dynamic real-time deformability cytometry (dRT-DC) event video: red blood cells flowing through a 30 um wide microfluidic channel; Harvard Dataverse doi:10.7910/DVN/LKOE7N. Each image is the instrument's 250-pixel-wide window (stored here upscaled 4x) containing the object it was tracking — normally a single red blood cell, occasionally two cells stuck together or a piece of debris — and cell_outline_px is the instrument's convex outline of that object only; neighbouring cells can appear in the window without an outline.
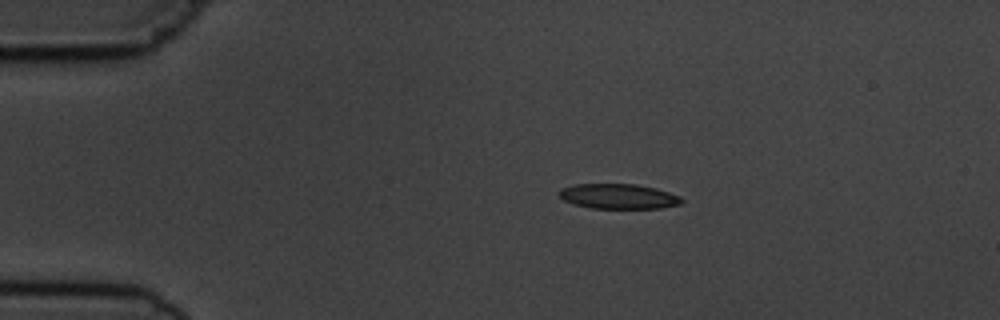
{"species": "common noctule bat (a hibernating species)", "species_latin": "Nyctalus noctula", "temperature_condition": "cold", "stored_images_in_passage": 7, "camera_frame_rate_fps": 3000, "um_per_image_px": 0.085, "animal": {"sex": "male", "body_mass_g": 19.5, "forearm_length_mm": 54.6}, "frame": {"image": 1, "passage_image": 2, "time_ms": 1.333, "image_size_px": [1000, 320], "cell_outline_px": [[684, 200], [680, 204], [660, 208], [592, 208], [572, 204], [564, 200], [560, 196], [560, 188], [572, 184], [636, 184], [656, 188], [680, 196]], "centroid_in_image_um": [52.56, 16.68], "position_along_channel_um": 32.4, "area_um2": 17.86}}
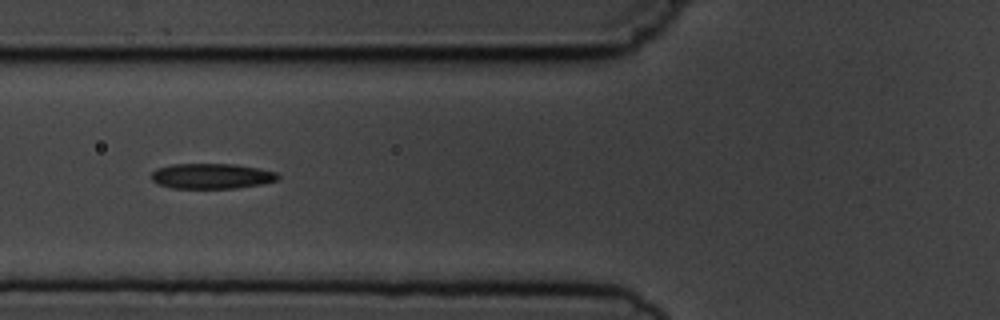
{"frame": {"image": 2, "passage_image": 5, "time_ms": 4.667, "image_size_px": [1000, 320], "cell_outline_px": [[280, 176], [276, 180], [260, 184], [236, 188], [172, 188], [156, 184], [152, 180], [152, 172], [156, 168], [172, 164], [236, 164], [260, 168], [276, 172]], "centroid_in_image_um": [17.96, 14.96], "position_along_channel_um": 107.8, "area_um2": 18.73}}
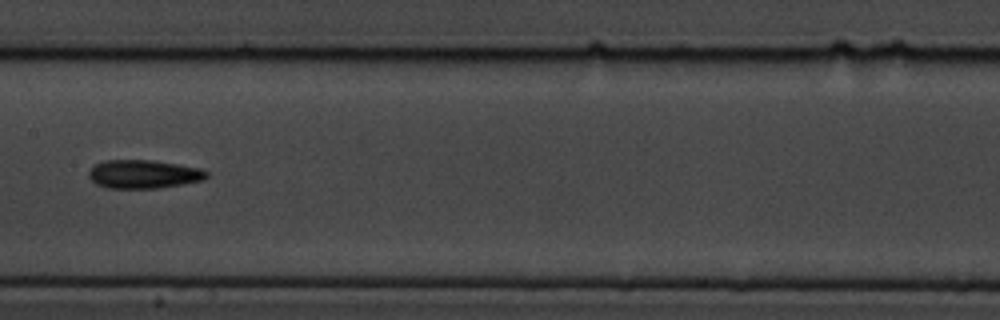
{"frame": {"image": 3, "passage_image": 7, "time_ms": 7.0, "image_size_px": [1000, 320], "cell_outline_px": [[208, 176], [204, 180], [184, 184], [156, 188], [108, 188], [96, 184], [88, 176], [88, 172], [96, 164], [104, 160], [152, 160], [200, 168], [208, 172]], "centroid_in_image_um": [12.21, 14.8], "position_along_channel_um": 195.2, "area_um2": 19.54}}